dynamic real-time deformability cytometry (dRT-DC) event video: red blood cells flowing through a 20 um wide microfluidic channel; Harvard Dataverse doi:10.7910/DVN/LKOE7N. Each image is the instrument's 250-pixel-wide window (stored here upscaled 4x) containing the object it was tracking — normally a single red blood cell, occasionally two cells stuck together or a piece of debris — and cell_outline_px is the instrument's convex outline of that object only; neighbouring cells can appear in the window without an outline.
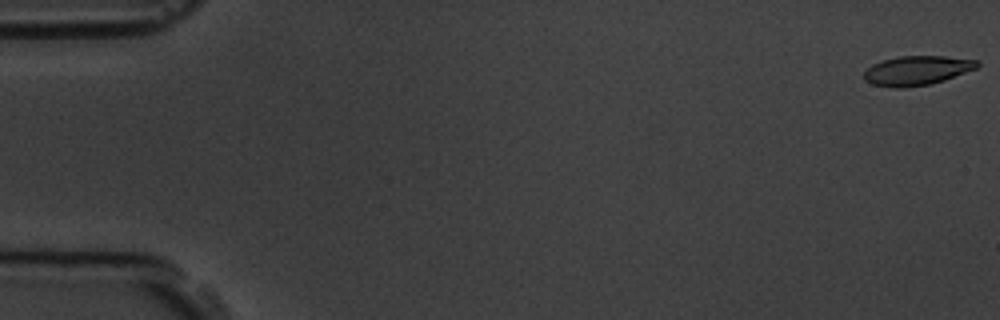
{"species": "common noctule bat (a hibernating species)", "species_latin": "Nyctalus noctula", "temperature_condition": "room temperature", "stored_images_in_passage": 5, "camera_frame_rate_fps": 3000, "um_per_image_px": 0.085, "animal": {"sex": "male", "body_mass_g": 19.5, "forearm_length_mm": 54.6}, "frame": {"image": 1, "passage_image": 1, "time_ms": 0.0, "image_size_px": [1000, 320], "cell_outline_px": [[980, 64], [976, 68], [944, 80], [928, 84], [904, 88], [892, 88], [872, 84], [864, 80], [864, 72], [872, 64], [884, 60], [900, 56], [944, 56], [976, 60]], "centroid_in_image_um": [77.9, 6.0], "position_along_channel_um": 7.1, "area_um2": 19.19}}
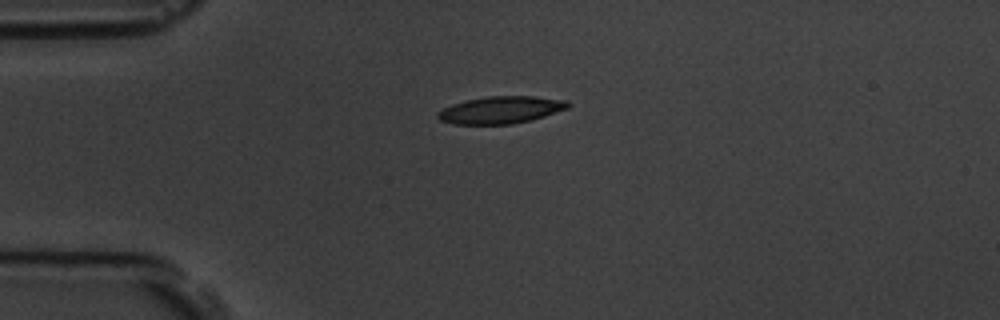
{"frame": {"image": 2, "passage_image": 4, "time_ms": 4.333, "image_size_px": [1000, 320], "cell_outline_px": [[572, 104], [568, 108], [544, 116], [512, 124], [452, 124], [440, 120], [436, 116], [436, 112], [452, 104], [464, 100], [488, 96], [536, 96], [568, 100]], "centroid_in_image_um": [42.57, 9.33], "position_along_channel_um": 42.4, "area_um2": 20.75}}